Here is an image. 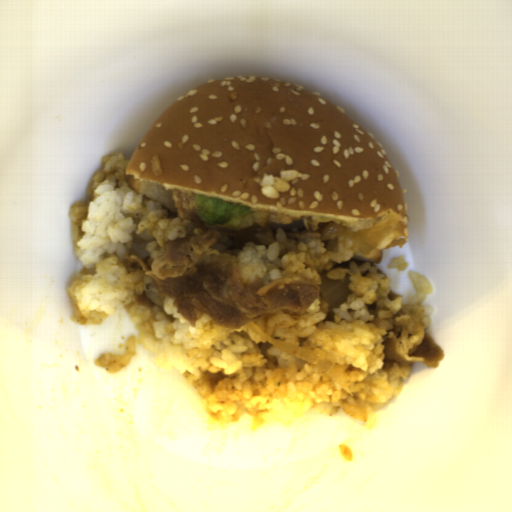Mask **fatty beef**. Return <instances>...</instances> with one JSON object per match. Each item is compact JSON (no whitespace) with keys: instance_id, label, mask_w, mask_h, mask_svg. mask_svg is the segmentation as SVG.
Listing matches in <instances>:
<instances>
[{"instance_id":"obj_4","label":"fatty beef","mask_w":512,"mask_h":512,"mask_svg":"<svg viewBox=\"0 0 512 512\" xmlns=\"http://www.w3.org/2000/svg\"><path fill=\"white\" fill-rule=\"evenodd\" d=\"M135 304L139 307L152 308L155 306V302L151 300L147 294V290H144L142 295H136Z\"/></svg>"},{"instance_id":"obj_2","label":"fatty beef","mask_w":512,"mask_h":512,"mask_svg":"<svg viewBox=\"0 0 512 512\" xmlns=\"http://www.w3.org/2000/svg\"><path fill=\"white\" fill-rule=\"evenodd\" d=\"M425 310L419 303L403 304L392 317H374V324L385 330L382 371L394 364L407 367L421 362L428 368H438L445 354L441 346L426 333Z\"/></svg>"},{"instance_id":"obj_3","label":"fatty beef","mask_w":512,"mask_h":512,"mask_svg":"<svg viewBox=\"0 0 512 512\" xmlns=\"http://www.w3.org/2000/svg\"><path fill=\"white\" fill-rule=\"evenodd\" d=\"M347 226L338 223L321 222L316 230L307 229L304 220H294L290 223L267 222L265 226L252 224L248 228L235 231L231 235L234 249H243L248 243L255 246H271L277 243L279 258L287 253L299 254L298 245L304 240L317 238L320 241H329L346 232Z\"/></svg>"},{"instance_id":"obj_1","label":"fatty beef","mask_w":512,"mask_h":512,"mask_svg":"<svg viewBox=\"0 0 512 512\" xmlns=\"http://www.w3.org/2000/svg\"><path fill=\"white\" fill-rule=\"evenodd\" d=\"M185 237L166 243L157 258L127 256L128 272L141 270L165 298H173L176 312L196 327L200 310L224 327L239 329L266 315H303L322 292L318 283L296 273L272 281L245 283L237 258L211 248L219 234L206 227L196 210Z\"/></svg>"}]
</instances>
